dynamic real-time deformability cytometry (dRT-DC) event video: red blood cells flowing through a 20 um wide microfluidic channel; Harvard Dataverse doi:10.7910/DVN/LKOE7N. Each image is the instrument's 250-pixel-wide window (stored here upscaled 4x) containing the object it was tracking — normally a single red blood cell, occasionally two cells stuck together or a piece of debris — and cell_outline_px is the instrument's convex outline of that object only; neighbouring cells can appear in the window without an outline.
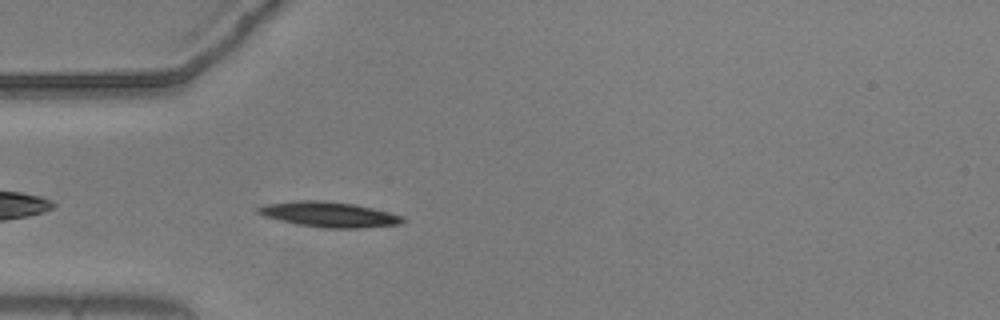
{"species": "common noctule bat (a hibernating species)", "species_latin": "Nyctalus noctula", "temperature_condition": "warm", "stored_images_in_passage": 8, "camera_frame_rate_fps": 3000, "um_per_image_px": 0.085, "animal": {"sex": "male", "body_mass_g": 20.5, "forearm_length_mm": 52.5}, "frame": {"image": 1, "passage_image": 3, "time_ms": 0.667, "image_size_px": [1000, 320], "cell_outline_px": [[408, 220], [400, 224], [360, 228], [328, 228], [296, 224], [264, 216], [256, 212], [256, 208], [268, 204], [296, 200], [324, 200], [356, 204], [404, 216]], "centroid_in_image_um": [28.0, 18.22], "position_along_channel_um": 57.0, "area_um2": 21.33}}